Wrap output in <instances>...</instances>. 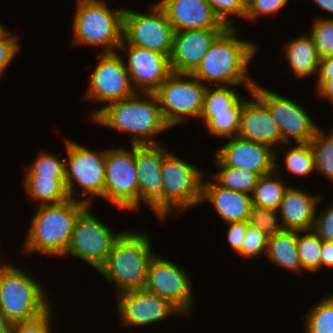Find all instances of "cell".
Here are the masks:
<instances>
[{"mask_svg": "<svg viewBox=\"0 0 333 333\" xmlns=\"http://www.w3.org/2000/svg\"><path fill=\"white\" fill-rule=\"evenodd\" d=\"M52 310L49 308L39 317L12 324L10 333H52Z\"/></svg>", "mask_w": 333, "mask_h": 333, "instance_id": "41", "label": "cell"}, {"mask_svg": "<svg viewBox=\"0 0 333 333\" xmlns=\"http://www.w3.org/2000/svg\"><path fill=\"white\" fill-rule=\"evenodd\" d=\"M285 167L298 177L309 176L315 171L314 156L310 143H297L291 150L286 148Z\"/></svg>", "mask_w": 333, "mask_h": 333, "instance_id": "35", "label": "cell"}, {"mask_svg": "<svg viewBox=\"0 0 333 333\" xmlns=\"http://www.w3.org/2000/svg\"><path fill=\"white\" fill-rule=\"evenodd\" d=\"M228 141L214 151V155L226 166L254 172L259 176L275 171V149L269 145L248 141L239 137Z\"/></svg>", "mask_w": 333, "mask_h": 333, "instance_id": "19", "label": "cell"}, {"mask_svg": "<svg viewBox=\"0 0 333 333\" xmlns=\"http://www.w3.org/2000/svg\"><path fill=\"white\" fill-rule=\"evenodd\" d=\"M234 86H207L199 116L206 123L215 113L242 112L247 100L236 92ZM213 88V89H212ZM215 88V89H214Z\"/></svg>", "mask_w": 333, "mask_h": 333, "instance_id": "27", "label": "cell"}, {"mask_svg": "<svg viewBox=\"0 0 333 333\" xmlns=\"http://www.w3.org/2000/svg\"><path fill=\"white\" fill-rule=\"evenodd\" d=\"M26 167L25 176L65 180V159H60L57 154L41 150L33 162Z\"/></svg>", "mask_w": 333, "mask_h": 333, "instance_id": "34", "label": "cell"}, {"mask_svg": "<svg viewBox=\"0 0 333 333\" xmlns=\"http://www.w3.org/2000/svg\"><path fill=\"white\" fill-rule=\"evenodd\" d=\"M316 79L333 78V56L320 59L319 70Z\"/></svg>", "mask_w": 333, "mask_h": 333, "instance_id": "48", "label": "cell"}, {"mask_svg": "<svg viewBox=\"0 0 333 333\" xmlns=\"http://www.w3.org/2000/svg\"><path fill=\"white\" fill-rule=\"evenodd\" d=\"M283 50L291 71L297 78L315 75L319 70L320 57L313 38L308 34L300 35L287 41Z\"/></svg>", "mask_w": 333, "mask_h": 333, "instance_id": "25", "label": "cell"}, {"mask_svg": "<svg viewBox=\"0 0 333 333\" xmlns=\"http://www.w3.org/2000/svg\"><path fill=\"white\" fill-rule=\"evenodd\" d=\"M206 88V85L188 73H172L158 87L154 94L170 128L189 117L199 118Z\"/></svg>", "mask_w": 333, "mask_h": 333, "instance_id": "9", "label": "cell"}, {"mask_svg": "<svg viewBox=\"0 0 333 333\" xmlns=\"http://www.w3.org/2000/svg\"><path fill=\"white\" fill-rule=\"evenodd\" d=\"M204 175L196 165L171 151L164 156L161 168L162 221L173 212L180 214L201 204Z\"/></svg>", "mask_w": 333, "mask_h": 333, "instance_id": "7", "label": "cell"}, {"mask_svg": "<svg viewBox=\"0 0 333 333\" xmlns=\"http://www.w3.org/2000/svg\"><path fill=\"white\" fill-rule=\"evenodd\" d=\"M333 268V241H322L320 269Z\"/></svg>", "mask_w": 333, "mask_h": 333, "instance_id": "47", "label": "cell"}, {"mask_svg": "<svg viewBox=\"0 0 333 333\" xmlns=\"http://www.w3.org/2000/svg\"><path fill=\"white\" fill-rule=\"evenodd\" d=\"M329 294L304 315L305 333H333V293Z\"/></svg>", "mask_w": 333, "mask_h": 333, "instance_id": "32", "label": "cell"}, {"mask_svg": "<svg viewBox=\"0 0 333 333\" xmlns=\"http://www.w3.org/2000/svg\"><path fill=\"white\" fill-rule=\"evenodd\" d=\"M309 143L312 147L315 170L333 183V130L326 134L319 127Z\"/></svg>", "mask_w": 333, "mask_h": 333, "instance_id": "31", "label": "cell"}, {"mask_svg": "<svg viewBox=\"0 0 333 333\" xmlns=\"http://www.w3.org/2000/svg\"><path fill=\"white\" fill-rule=\"evenodd\" d=\"M191 281L177 263L155 255L148 267L144 289L167 300L182 316H188L194 299Z\"/></svg>", "mask_w": 333, "mask_h": 333, "instance_id": "14", "label": "cell"}, {"mask_svg": "<svg viewBox=\"0 0 333 333\" xmlns=\"http://www.w3.org/2000/svg\"><path fill=\"white\" fill-rule=\"evenodd\" d=\"M116 298L117 315L126 328L151 325L172 315L181 317L167 300L145 289L121 292Z\"/></svg>", "mask_w": 333, "mask_h": 333, "instance_id": "16", "label": "cell"}, {"mask_svg": "<svg viewBox=\"0 0 333 333\" xmlns=\"http://www.w3.org/2000/svg\"><path fill=\"white\" fill-rule=\"evenodd\" d=\"M225 29H200L174 33L170 66L173 73L191 74L200 64L214 40Z\"/></svg>", "mask_w": 333, "mask_h": 333, "instance_id": "20", "label": "cell"}, {"mask_svg": "<svg viewBox=\"0 0 333 333\" xmlns=\"http://www.w3.org/2000/svg\"><path fill=\"white\" fill-rule=\"evenodd\" d=\"M122 232H114L91 212L89 205L74 225L65 255H72L91 265L96 271L106 262L115 241Z\"/></svg>", "mask_w": 333, "mask_h": 333, "instance_id": "11", "label": "cell"}, {"mask_svg": "<svg viewBox=\"0 0 333 333\" xmlns=\"http://www.w3.org/2000/svg\"><path fill=\"white\" fill-rule=\"evenodd\" d=\"M175 32L200 29H226L206 0H159Z\"/></svg>", "mask_w": 333, "mask_h": 333, "instance_id": "21", "label": "cell"}, {"mask_svg": "<svg viewBox=\"0 0 333 333\" xmlns=\"http://www.w3.org/2000/svg\"><path fill=\"white\" fill-rule=\"evenodd\" d=\"M322 10L332 13L333 15V0H312Z\"/></svg>", "mask_w": 333, "mask_h": 333, "instance_id": "50", "label": "cell"}, {"mask_svg": "<svg viewBox=\"0 0 333 333\" xmlns=\"http://www.w3.org/2000/svg\"><path fill=\"white\" fill-rule=\"evenodd\" d=\"M242 112L215 113L205 124L207 132L216 137H236L239 131Z\"/></svg>", "mask_w": 333, "mask_h": 333, "instance_id": "37", "label": "cell"}, {"mask_svg": "<svg viewBox=\"0 0 333 333\" xmlns=\"http://www.w3.org/2000/svg\"><path fill=\"white\" fill-rule=\"evenodd\" d=\"M104 199L120 210L140 208L135 145L106 150Z\"/></svg>", "mask_w": 333, "mask_h": 333, "instance_id": "10", "label": "cell"}, {"mask_svg": "<svg viewBox=\"0 0 333 333\" xmlns=\"http://www.w3.org/2000/svg\"><path fill=\"white\" fill-rule=\"evenodd\" d=\"M278 215V210L252 204L249 223L261 229L268 236H273L284 230Z\"/></svg>", "mask_w": 333, "mask_h": 333, "instance_id": "39", "label": "cell"}, {"mask_svg": "<svg viewBox=\"0 0 333 333\" xmlns=\"http://www.w3.org/2000/svg\"><path fill=\"white\" fill-rule=\"evenodd\" d=\"M97 55L99 62L92 70L85 99L109 104L134 95L136 91L121 55L117 52Z\"/></svg>", "mask_w": 333, "mask_h": 333, "instance_id": "15", "label": "cell"}, {"mask_svg": "<svg viewBox=\"0 0 333 333\" xmlns=\"http://www.w3.org/2000/svg\"><path fill=\"white\" fill-rule=\"evenodd\" d=\"M148 12L144 14L125 8L121 44H131L170 57L175 31L157 3L151 4Z\"/></svg>", "mask_w": 333, "mask_h": 333, "instance_id": "13", "label": "cell"}, {"mask_svg": "<svg viewBox=\"0 0 333 333\" xmlns=\"http://www.w3.org/2000/svg\"><path fill=\"white\" fill-rule=\"evenodd\" d=\"M26 194L39 205L58 204L69 198L66 181L39 178L38 176H24L23 180Z\"/></svg>", "mask_w": 333, "mask_h": 333, "instance_id": "28", "label": "cell"}, {"mask_svg": "<svg viewBox=\"0 0 333 333\" xmlns=\"http://www.w3.org/2000/svg\"><path fill=\"white\" fill-rule=\"evenodd\" d=\"M321 195L309 193L289 185L278 209L284 230L304 231L313 229L316 208Z\"/></svg>", "mask_w": 333, "mask_h": 333, "instance_id": "23", "label": "cell"}, {"mask_svg": "<svg viewBox=\"0 0 333 333\" xmlns=\"http://www.w3.org/2000/svg\"><path fill=\"white\" fill-rule=\"evenodd\" d=\"M140 231H124L115 241L106 262L98 272L116 285V295L132 290L144 289L148 267L153 253L152 241Z\"/></svg>", "mask_w": 333, "mask_h": 333, "instance_id": "4", "label": "cell"}, {"mask_svg": "<svg viewBox=\"0 0 333 333\" xmlns=\"http://www.w3.org/2000/svg\"><path fill=\"white\" fill-rule=\"evenodd\" d=\"M298 231L283 230L269 236L266 257L275 265L298 275L302 272V264L297 248Z\"/></svg>", "mask_w": 333, "mask_h": 333, "instance_id": "26", "label": "cell"}, {"mask_svg": "<svg viewBox=\"0 0 333 333\" xmlns=\"http://www.w3.org/2000/svg\"><path fill=\"white\" fill-rule=\"evenodd\" d=\"M136 92L128 98L104 105L94 110L90 119L113 130L131 135V145L160 144L155 138L159 133L168 130L163 118L158 99L154 93Z\"/></svg>", "mask_w": 333, "mask_h": 333, "instance_id": "2", "label": "cell"}, {"mask_svg": "<svg viewBox=\"0 0 333 333\" xmlns=\"http://www.w3.org/2000/svg\"><path fill=\"white\" fill-rule=\"evenodd\" d=\"M10 262L0 264V312L14 324L35 319L50 307L42 283Z\"/></svg>", "mask_w": 333, "mask_h": 333, "instance_id": "5", "label": "cell"}, {"mask_svg": "<svg viewBox=\"0 0 333 333\" xmlns=\"http://www.w3.org/2000/svg\"><path fill=\"white\" fill-rule=\"evenodd\" d=\"M119 50L127 52L125 65L136 92L154 93L173 73L169 56L131 44H121Z\"/></svg>", "mask_w": 333, "mask_h": 333, "instance_id": "18", "label": "cell"}, {"mask_svg": "<svg viewBox=\"0 0 333 333\" xmlns=\"http://www.w3.org/2000/svg\"><path fill=\"white\" fill-rule=\"evenodd\" d=\"M11 327L12 323L3 313L0 312V333H10Z\"/></svg>", "mask_w": 333, "mask_h": 333, "instance_id": "49", "label": "cell"}, {"mask_svg": "<svg viewBox=\"0 0 333 333\" xmlns=\"http://www.w3.org/2000/svg\"><path fill=\"white\" fill-rule=\"evenodd\" d=\"M289 0H252L246 5V15L244 19L255 21L260 16L278 13Z\"/></svg>", "mask_w": 333, "mask_h": 333, "instance_id": "42", "label": "cell"}, {"mask_svg": "<svg viewBox=\"0 0 333 333\" xmlns=\"http://www.w3.org/2000/svg\"><path fill=\"white\" fill-rule=\"evenodd\" d=\"M64 144L67 153V158H64L65 181L69 198L87 205H91L92 196L104 199L106 150L94 151L69 138L64 139ZM74 184L81 187V194L76 191ZM81 195H88V198L81 200Z\"/></svg>", "mask_w": 333, "mask_h": 333, "instance_id": "8", "label": "cell"}, {"mask_svg": "<svg viewBox=\"0 0 333 333\" xmlns=\"http://www.w3.org/2000/svg\"><path fill=\"white\" fill-rule=\"evenodd\" d=\"M83 201L68 199L37 207L26 232V254L65 256L77 217L88 207Z\"/></svg>", "mask_w": 333, "mask_h": 333, "instance_id": "3", "label": "cell"}, {"mask_svg": "<svg viewBox=\"0 0 333 333\" xmlns=\"http://www.w3.org/2000/svg\"><path fill=\"white\" fill-rule=\"evenodd\" d=\"M8 32H9V30H7L6 26L1 24V22H0V38L5 36Z\"/></svg>", "mask_w": 333, "mask_h": 333, "instance_id": "51", "label": "cell"}, {"mask_svg": "<svg viewBox=\"0 0 333 333\" xmlns=\"http://www.w3.org/2000/svg\"><path fill=\"white\" fill-rule=\"evenodd\" d=\"M210 202L224 223L249 221L251 195L219 186L213 179L202 182L201 202Z\"/></svg>", "mask_w": 333, "mask_h": 333, "instance_id": "24", "label": "cell"}, {"mask_svg": "<svg viewBox=\"0 0 333 333\" xmlns=\"http://www.w3.org/2000/svg\"><path fill=\"white\" fill-rule=\"evenodd\" d=\"M249 221L230 222L228 225L227 240L230 247L238 253L241 250V244L244 239Z\"/></svg>", "mask_w": 333, "mask_h": 333, "instance_id": "45", "label": "cell"}, {"mask_svg": "<svg viewBox=\"0 0 333 333\" xmlns=\"http://www.w3.org/2000/svg\"><path fill=\"white\" fill-rule=\"evenodd\" d=\"M316 94L320 97L328 99L333 104V78L332 79H316Z\"/></svg>", "mask_w": 333, "mask_h": 333, "instance_id": "46", "label": "cell"}, {"mask_svg": "<svg viewBox=\"0 0 333 333\" xmlns=\"http://www.w3.org/2000/svg\"><path fill=\"white\" fill-rule=\"evenodd\" d=\"M269 236L258 227L248 223V227L241 244V250L237 253L246 259H256L259 255H266Z\"/></svg>", "mask_w": 333, "mask_h": 333, "instance_id": "38", "label": "cell"}, {"mask_svg": "<svg viewBox=\"0 0 333 333\" xmlns=\"http://www.w3.org/2000/svg\"><path fill=\"white\" fill-rule=\"evenodd\" d=\"M212 7L215 15L227 27H235L229 15L245 18L246 4L242 0H206Z\"/></svg>", "mask_w": 333, "mask_h": 333, "instance_id": "40", "label": "cell"}, {"mask_svg": "<svg viewBox=\"0 0 333 333\" xmlns=\"http://www.w3.org/2000/svg\"><path fill=\"white\" fill-rule=\"evenodd\" d=\"M253 94L268 108L281 132V146L275 149V161L279 159L278 150L285 146L283 144L291 146V139L297 143H309L312 140L319 125L302 106L277 92L261 87L259 83L255 84Z\"/></svg>", "mask_w": 333, "mask_h": 333, "instance_id": "12", "label": "cell"}, {"mask_svg": "<svg viewBox=\"0 0 333 333\" xmlns=\"http://www.w3.org/2000/svg\"><path fill=\"white\" fill-rule=\"evenodd\" d=\"M18 38L11 31L0 38V78L19 52Z\"/></svg>", "mask_w": 333, "mask_h": 333, "instance_id": "44", "label": "cell"}, {"mask_svg": "<svg viewBox=\"0 0 333 333\" xmlns=\"http://www.w3.org/2000/svg\"><path fill=\"white\" fill-rule=\"evenodd\" d=\"M246 5L251 2L252 0H242Z\"/></svg>", "mask_w": 333, "mask_h": 333, "instance_id": "52", "label": "cell"}, {"mask_svg": "<svg viewBox=\"0 0 333 333\" xmlns=\"http://www.w3.org/2000/svg\"><path fill=\"white\" fill-rule=\"evenodd\" d=\"M76 5L73 44L103 47L101 53L118 52L125 8L111 9L105 0H77Z\"/></svg>", "mask_w": 333, "mask_h": 333, "instance_id": "6", "label": "cell"}, {"mask_svg": "<svg viewBox=\"0 0 333 333\" xmlns=\"http://www.w3.org/2000/svg\"><path fill=\"white\" fill-rule=\"evenodd\" d=\"M135 145V163L139 186V206L148 205L155 216L162 220V188L161 168L164 156L170 151L165 146Z\"/></svg>", "mask_w": 333, "mask_h": 333, "instance_id": "17", "label": "cell"}, {"mask_svg": "<svg viewBox=\"0 0 333 333\" xmlns=\"http://www.w3.org/2000/svg\"><path fill=\"white\" fill-rule=\"evenodd\" d=\"M251 100L244 103L237 137L263 143L272 148L281 145V132L268 108L249 90Z\"/></svg>", "mask_w": 333, "mask_h": 333, "instance_id": "22", "label": "cell"}, {"mask_svg": "<svg viewBox=\"0 0 333 333\" xmlns=\"http://www.w3.org/2000/svg\"><path fill=\"white\" fill-rule=\"evenodd\" d=\"M326 209L315 213V222L313 230L322 239V241H333V200Z\"/></svg>", "mask_w": 333, "mask_h": 333, "instance_id": "43", "label": "cell"}, {"mask_svg": "<svg viewBox=\"0 0 333 333\" xmlns=\"http://www.w3.org/2000/svg\"><path fill=\"white\" fill-rule=\"evenodd\" d=\"M309 35L313 38L320 59L333 56V17L313 21Z\"/></svg>", "mask_w": 333, "mask_h": 333, "instance_id": "36", "label": "cell"}, {"mask_svg": "<svg viewBox=\"0 0 333 333\" xmlns=\"http://www.w3.org/2000/svg\"><path fill=\"white\" fill-rule=\"evenodd\" d=\"M278 168L279 164L275 161V171L259 177L251 195L253 205L273 210L279 209L284 193L289 185L282 182L279 170H277Z\"/></svg>", "mask_w": 333, "mask_h": 333, "instance_id": "29", "label": "cell"}, {"mask_svg": "<svg viewBox=\"0 0 333 333\" xmlns=\"http://www.w3.org/2000/svg\"><path fill=\"white\" fill-rule=\"evenodd\" d=\"M213 157H215L213 164L219 167L220 171L213 174L211 179L224 188L252 195L260 177L258 174L226 166L214 154Z\"/></svg>", "mask_w": 333, "mask_h": 333, "instance_id": "30", "label": "cell"}, {"mask_svg": "<svg viewBox=\"0 0 333 333\" xmlns=\"http://www.w3.org/2000/svg\"><path fill=\"white\" fill-rule=\"evenodd\" d=\"M236 31V27H227L214 40L198 67L191 73L204 85L239 86L241 84L245 86V90H253L257 81L248 75V67L257 53L258 45L239 40Z\"/></svg>", "mask_w": 333, "mask_h": 333, "instance_id": "1", "label": "cell"}, {"mask_svg": "<svg viewBox=\"0 0 333 333\" xmlns=\"http://www.w3.org/2000/svg\"><path fill=\"white\" fill-rule=\"evenodd\" d=\"M297 248L302 272L320 271L322 239L313 229L298 231Z\"/></svg>", "mask_w": 333, "mask_h": 333, "instance_id": "33", "label": "cell"}]
</instances>
